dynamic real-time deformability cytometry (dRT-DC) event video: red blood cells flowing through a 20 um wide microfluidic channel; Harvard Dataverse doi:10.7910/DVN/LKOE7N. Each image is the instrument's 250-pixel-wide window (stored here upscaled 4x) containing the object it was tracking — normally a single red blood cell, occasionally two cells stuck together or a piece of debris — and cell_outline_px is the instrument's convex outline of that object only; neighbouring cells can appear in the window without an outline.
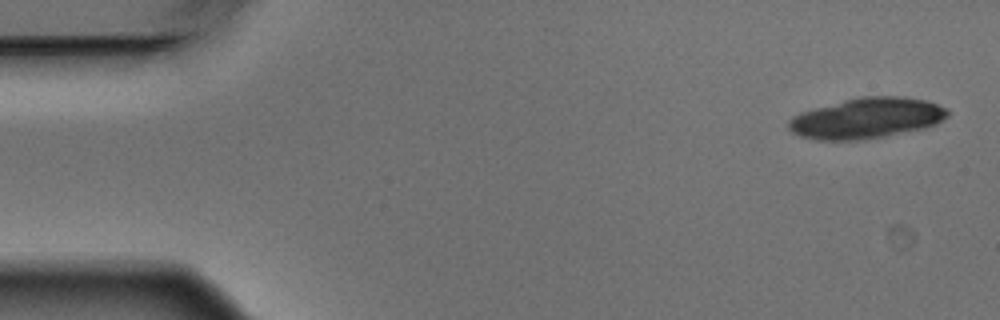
{"species": "Egyptian fruit bat (a non-hibernating species)", "species_latin": "Rousettus aegyptiacus", "temperature_condition": "warm", "stored_images_in_passage": 5, "camera_frame_rate_fps": 3000, "um_per_image_px": 0.085, "animal": {"sex": "male"}, "frame": {"image": 1, "passage_image": 1, "time_ms": 0.0, "image_size_px": [1000, 320], "cell_outline_px": [[948, 116], [936, 124], [924, 128], [884, 136], [860, 140], [816, 140], [800, 136], [792, 132], [788, 128], [788, 120], [792, 116], [800, 112], [844, 100], [860, 96], [904, 96], [924, 100], [948, 108]], "centroid_in_image_um": [73.65, 10.04], "position_along_channel_um": 11.4, "area_um2": 37.63}}